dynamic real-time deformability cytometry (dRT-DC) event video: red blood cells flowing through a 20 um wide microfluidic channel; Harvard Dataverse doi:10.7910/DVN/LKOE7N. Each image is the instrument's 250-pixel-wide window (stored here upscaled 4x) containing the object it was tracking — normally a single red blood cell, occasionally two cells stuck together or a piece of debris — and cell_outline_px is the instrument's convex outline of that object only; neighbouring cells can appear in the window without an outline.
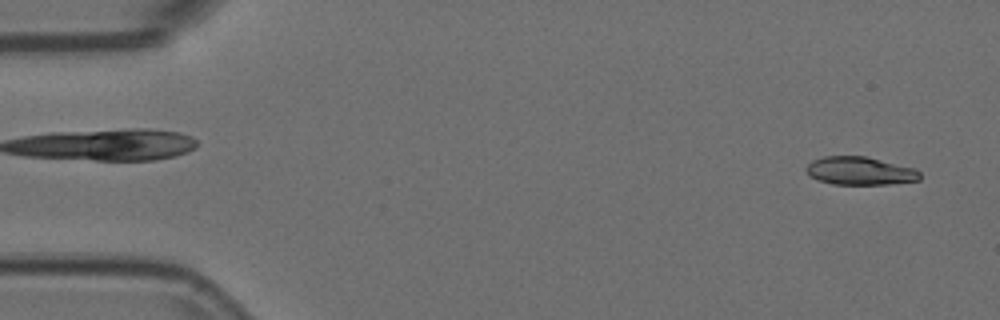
{"species": "Egyptian fruit bat (a non-hibernating species)", "species_latin": "Rousettus aegyptiacus", "temperature_condition": "room temperature", "stored_images_in_passage": 2, "camera_frame_rate_fps": 3000, "um_per_image_px": 0.085, "animal": {"sex": "female"}, "frame": {"image": 1, "passage_image": 2, "time_ms": 0.333, "image_size_px": [1000, 320], "cell_outline_px": [[920, 180], [888, 184], [832, 184], [816, 180], [808, 176], [804, 168], [812, 160], [824, 156], [868, 156], [916, 168], [920, 172]], "centroid_in_image_um": [73.07, 14.52], "position_along_channel_um": 11.9, "area_um2": 18.96}}